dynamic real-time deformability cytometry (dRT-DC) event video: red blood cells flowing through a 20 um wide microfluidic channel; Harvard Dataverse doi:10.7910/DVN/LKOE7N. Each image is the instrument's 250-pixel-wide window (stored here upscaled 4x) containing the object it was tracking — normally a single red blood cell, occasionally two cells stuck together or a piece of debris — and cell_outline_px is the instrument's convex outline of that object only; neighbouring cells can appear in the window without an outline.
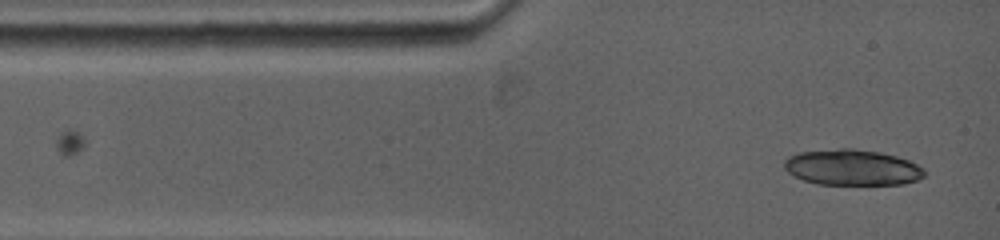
{"species": "common noctule bat (a hibernating species)", "species_latin": "Nyctalus noctula", "temperature_condition": "warm", "stored_images_in_passage": 3, "camera_frame_rate_fps": 5000, "um_per_image_px": 0.085, "animal": {"sex": "female", "body_mass_g": 19.0, "forearm_length_mm": 53.3}, "frame": {"image": 1, "passage_image": 1, "time_ms": 0.0, "image_size_px": [1000, 240], "cell_outline_px": [[924, 176], [916, 180], [904, 184], [816, 184], [792, 176], [784, 168], [784, 160], [788, 156], [800, 152], [840, 148], [852, 148], [880, 152], [896, 156], [908, 160], [924, 168]], "centroid_in_image_um": [72.41, 14.23], "position_along_channel_um": 12.6, "area_um2": 29.3}}